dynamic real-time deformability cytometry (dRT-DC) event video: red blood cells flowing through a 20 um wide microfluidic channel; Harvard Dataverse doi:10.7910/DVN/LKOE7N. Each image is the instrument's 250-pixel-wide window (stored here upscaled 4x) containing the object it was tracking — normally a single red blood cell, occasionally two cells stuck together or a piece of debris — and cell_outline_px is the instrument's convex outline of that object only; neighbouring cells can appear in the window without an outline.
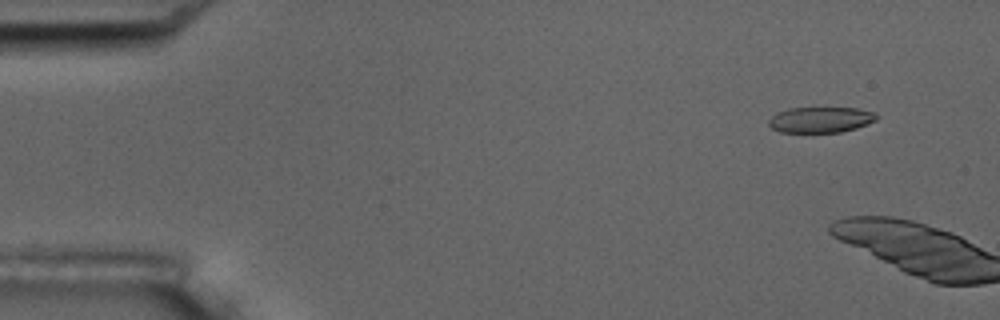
{"species": "common noctule bat (a hibernating species)", "species_latin": "Nyctalus noctula", "temperature_condition": "room temperature", "stored_images_in_passage": 3, "camera_frame_rate_fps": 3000, "um_per_image_px": 0.085, "animal": {"sex": "male", "body_mass_g": 17.5, "forearm_length_mm": 52.3}, "frame": {"image": 1, "passage_image": 2, "time_ms": 1.0, "image_size_px": [1000, 320], "cell_outline_px": [[876, 120], [856, 128], [840, 132], [780, 132], [772, 128], [768, 124], [768, 120], [776, 112], [788, 108], [856, 108], [876, 112]], "centroid_in_image_um": [69.72, 10.17], "position_along_channel_um": 15.3, "area_um2": 16.13}}